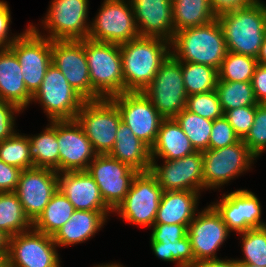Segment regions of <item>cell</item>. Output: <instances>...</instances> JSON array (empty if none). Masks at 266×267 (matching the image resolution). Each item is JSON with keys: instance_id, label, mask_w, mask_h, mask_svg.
<instances>
[{"instance_id": "d4e9b609", "label": "cell", "mask_w": 266, "mask_h": 267, "mask_svg": "<svg viewBox=\"0 0 266 267\" xmlns=\"http://www.w3.org/2000/svg\"><path fill=\"white\" fill-rule=\"evenodd\" d=\"M108 212L75 210L53 236L56 246H68L90 239L105 223Z\"/></svg>"}, {"instance_id": "ab89813d", "label": "cell", "mask_w": 266, "mask_h": 267, "mask_svg": "<svg viewBox=\"0 0 266 267\" xmlns=\"http://www.w3.org/2000/svg\"><path fill=\"white\" fill-rule=\"evenodd\" d=\"M186 109L212 121L224 116L216 90L189 95Z\"/></svg>"}, {"instance_id": "f546056e", "label": "cell", "mask_w": 266, "mask_h": 267, "mask_svg": "<svg viewBox=\"0 0 266 267\" xmlns=\"http://www.w3.org/2000/svg\"><path fill=\"white\" fill-rule=\"evenodd\" d=\"M29 156L34 167L51 168L60 173V152L56 135V121H51L43 133L28 137Z\"/></svg>"}, {"instance_id": "681fc988", "label": "cell", "mask_w": 266, "mask_h": 267, "mask_svg": "<svg viewBox=\"0 0 266 267\" xmlns=\"http://www.w3.org/2000/svg\"><path fill=\"white\" fill-rule=\"evenodd\" d=\"M256 0H209V3L216 15L221 13L241 9L253 4Z\"/></svg>"}, {"instance_id": "7bdbcfd3", "label": "cell", "mask_w": 266, "mask_h": 267, "mask_svg": "<svg viewBox=\"0 0 266 267\" xmlns=\"http://www.w3.org/2000/svg\"><path fill=\"white\" fill-rule=\"evenodd\" d=\"M240 138L233 127L223 116L213 121L212 133L209 139V149H219L237 143Z\"/></svg>"}, {"instance_id": "2e32d148", "label": "cell", "mask_w": 266, "mask_h": 267, "mask_svg": "<svg viewBox=\"0 0 266 267\" xmlns=\"http://www.w3.org/2000/svg\"><path fill=\"white\" fill-rule=\"evenodd\" d=\"M88 0H53L45 21L50 40H84L90 26L86 24Z\"/></svg>"}, {"instance_id": "f6af8a7d", "label": "cell", "mask_w": 266, "mask_h": 267, "mask_svg": "<svg viewBox=\"0 0 266 267\" xmlns=\"http://www.w3.org/2000/svg\"><path fill=\"white\" fill-rule=\"evenodd\" d=\"M21 109L15 104L0 99V141L12 137L14 132V112Z\"/></svg>"}, {"instance_id": "44dd1931", "label": "cell", "mask_w": 266, "mask_h": 267, "mask_svg": "<svg viewBox=\"0 0 266 267\" xmlns=\"http://www.w3.org/2000/svg\"><path fill=\"white\" fill-rule=\"evenodd\" d=\"M223 196L219 203L212 206L229 230L242 233L266 226L260 221L261 205L254 193L240 189Z\"/></svg>"}, {"instance_id": "f907efd6", "label": "cell", "mask_w": 266, "mask_h": 267, "mask_svg": "<svg viewBox=\"0 0 266 267\" xmlns=\"http://www.w3.org/2000/svg\"><path fill=\"white\" fill-rule=\"evenodd\" d=\"M191 267H240L236 260H202L193 264Z\"/></svg>"}, {"instance_id": "f5cc1de1", "label": "cell", "mask_w": 266, "mask_h": 267, "mask_svg": "<svg viewBox=\"0 0 266 267\" xmlns=\"http://www.w3.org/2000/svg\"><path fill=\"white\" fill-rule=\"evenodd\" d=\"M256 59L258 64L266 65V36L264 38L263 44L260 47L259 54Z\"/></svg>"}, {"instance_id": "e0dca14e", "label": "cell", "mask_w": 266, "mask_h": 267, "mask_svg": "<svg viewBox=\"0 0 266 267\" xmlns=\"http://www.w3.org/2000/svg\"><path fill=\"white\" fill-rule=\"evenodd\" d=\"M164 166L151 162L150 173L163 191L199 192L203 184V154L196 151L181 159L165 160Z\"/></svg>"}, {"instance_id": "816d5d0a", "label": "cell", "mask_w": 266, "mask_h": 267, "mask_svg": "<svg viewBox=\"0 0 266 267\" xmlns=\"http://www.w3.org/2000/svg\"><path fill=\"white\" fill-rule=\"evenodd\" d=\"M9 236L0 230V254H8Z\"/></svg>"}, {"instance_id": "4316f807", "label": "cell", "mask_w": 266, "mask_h": 267, "mask_svg": "<svg viewBox=\"0 0 266 267\" xmlns=\"http://www.w3.org/2000/svg\"><path fill=\"white\" fill-rule=\"evenodd\" d=\"M194 152L196 150L175 118H164L156 141L151 147L152 161L155 160V156L175 160Z\"/></svg>"}, {"instance_id": "ee69618b", "label": "cell", "mask_w": 266, "mask_h": 267, "mask_svg": "<svg viewBox=\"0 0 266 267\" xmlns=\"http://www.w3.org/2000/svg\"><path fill=\"white\" fill-rule=\"evenodd\" d=\"M189 224L154 223L150 241L161 243H176L187 235Z\"/></svg>"}, {"instance_id": "7dc6e473", "label": "cell", "mask_w": 266, "mask_h": 267, "mask_svg": "<svg viewBox=\"0 0 266 267\" xmlns=\"http://www.w3.org/2000/svg\"><path fill=\"white\" fill-rule=\"evenodd\" d=\"M10 22L11 17L8 4L0 1V49L9 48L11 44L22 35L14 36V38L11 39L7 36Z\"/></svg>"}, {"instance_id": "60d3db41", "label": "cell", "mask_w": 266, "mask_h": 267, "mask_svg": "<svg viewBox=\"0 0 266 267\" xmlns=\"http://www.w3.org/2000/svg\"><path fill=\"white\" fill-rule=\"evenodd\" d=\"M256 158L266 149V103H258L254 123L243 139Z\"/></svg>"}, {"instance_id": "484cf974", "label": "cell", "mask_w": 266, "mask_h": 267, "mask_svg": "<svg viewBox=\"0 0 266 267\" xmlns=\"http://www.w3.org/2000/svg\"><path fill=\"white\" fill-rule=\"evenodd\" d=\"M108 155L138 172H148L151 167V148L137 138L122 121L119 124L114 147Z\"/></svg>"}, {"instance_id": "4dcf8cb0", "label": "cell", "mask_w": 266, "mask_h": 267, "mask_svg": "<svg viewBox=\"0 0 266 267\" xmlns=\"http://www.w3.org/2000/svg\"><path fill=\"white\" fill-rule=\"evenodd\" d=\"M75 208L60 190H57L42 214L33 223L36 231L54 236L55 233L70 219Z\"/></svg>"}, {"instance_id": "c3c4849f", "label": "cell", "mask_w": 266, "mask_h": 267, "mask_svg": "<svg viewBox=\"0 0 266 267\" xmlns=\"http://www.w3.org/2000/svg\"><path fill=\"white\" fill-rule=\"evenodd\" d=\"M251 83L256 101L266 103V65H256Z\"/></svg>"}, {"instance_id": "5bb4252c", "label": "cell", "mask_w": 266, "mask_h": 267, "mask_svg": "<svg viewBox=\"0 0 266 267\" xmlns=\"http://www.w3.org/2000/svg\"><path fill=\"white\" fill-rule=\"evenodd\" d=\"M55 245L52 236L34 228L11 236L8 267H61Z\"/></svg>"}, {"instance_id": "5b68a950", "label": "cell", "mask_w": 266, "mask_h": 267, "mask_svg": "<svg viewBox=\"0 0 266 267\" xmlns=\"http://www.w3.org/2000/svg\"><path fill=\"white\" fill-rule=\"evenodd\" d=\"M76 120L82 126L97 155H107L111 152L122 121L121 114L111 99L85 101Z\"/></svg>"}, {"instance_id": "b9f144b4", "label": "cell", "mask_w": 266, "mask_h": 267, "mask_svg": "<svg viewBox=\"0 0 266 267\" xmlns=\"http://www.w3.org/2000/svg\"><path fill=\"white\" fill-rule=\"evenodd\" d=\"M256 106H246L230 109L224 113V117L233 127L236 135L243 140L254 123Z\"/></svg>"}, {"instance_id": "7402d4cb", "label": "cell", "mask_w": 266, "mask_h": 267, "mask_svg": "<svg viewBox=\"0 0 266 267\" xmlns=\"http://www.w3.org/2000/svg\"><path fill=\"white\" fill-rule=\"evenodd\" d=\"M131 3L140 36L172 40V0H131Z\"/></svg>"}, {"instance_id": "f35d334b", "label": "cell", "mask_w": 266, "mask_h": 267, "mask_svg": "<svg viewBox=\"0 0 266 267\" xmlns=\"http://www.w3.org/2000/svg\"><path fill=\"white\" fill-rule=\"evenodd\" d=\"M242 234V247L245 258L236 260L239 264H253L266 267V226L251 228Z\"/></svg>"}, {"instance_id": "e575fe53", "label": "cell", "mask_w": 266, "mask_h": 267, "mask_svg": "<svg viewBox=\"0 0 266 267\" xmlns=\"http://www.w3.org/2000/svg\"><path fill=\"white\" fill-rule=\"evenodd\" d=\"M175 120L190 140L196 151L209 149V139L212 133L213 121L188 111L186 108L180 112Z\"/></svg>"}, {"instance_id": "cb8c5ba5", "label": "cell", "mask_w": 266, "mask_h": 267, "mask_svg": "<svg viewBox=\"0 0 266 267\" xmlns=\"http://www.w3.org/2000/svg\"><path fill=\"white\" fill-rule=\"evenodd\" d=\"M22 67L15 53L0 49V99L15 104L21 110L32 101L25 87Z\"/></svg>"}, {"instance_id": "9f6ffc18", "label": "cell", "mask_w": 266, "mask_h": 267, "mask_svg": "<svg viewBox=\"0 0 266 267\" xmlns=\"http://www.w3.org/2000/svg\"><path fill=\"white\" fill-rule=\"evenodd\" d=\"M240 267H259V266H256V265H253V264H239Z\"/></svg>"}, {"instance_id": "9a60e30c", "label": "cell", "mask_w": 266, "mask_h": 267, "mask_svg": "<svg viewBox=\"0 0 266 267\" xmlns=\"http://www.w3.org/2000/svg\"><path fill=\"white\" fill-rule=\"evenodd\" d=\"M58 175L51 168L33 167L22 171L14 193L32 223L58 190Z\"/></svg>"}, {"instance_id": "6da1fadb", "label": "cell", "mask_w": 266, "mask_h": 267, "mask_svg": "<svg viewBox=\"0 0 266 267\" xmlns=\"http://www.w3.org/2000/svg\"><path fill=\"white\" fill-rule=\"evenodd\" d=\"M171 45L159 37L138 36L120 44L125 92H141L153 80L161 64L171 54Z\"/></svg>"}, {"instance_id": "603a6c76", "label": "cell", "mask_w": 266, "mask_h": 267, "mask_svg": "<svg viewBox=\"0 0 266 267\" xmlns=\"http://www.w3.org/2000/svg\"><path fill=\"white\" fill-rule=\"evenodd\" d=\"M58 190L68 198L75 210L110 211L87 170L61 172L58 175Z\"/></svg>"}, {"instance_id": "ffe728a7", "label": "cell", "mask_w": 266, "mask_h": 267, "mask_svg": "<svg viewBox=\"0 0 266 267\" xmlns=\"http://www.w3.org/2000/svg\"><path fill=\"white\" fill-rule=\"evenodd\" d=\"M60 172L87 170L97 155L77 120L56 121Z\"/></svg>"}, {"instance_id": "83f0119b", "label": "cell", "mask_w": 266, "mask_h": 267, "mask_svg": "<svg viewBox=\"0 0 266 267\" xmlns=\"http://www.w3.org/2000/svg\"><path fill=\"white\" fill-rule=\"evenodd\" d=\"M198 192L163 191L154 223L189 224L195 217Z\"/></svg>"}, {"instance_id": "9c48e42d", "label": "cell", "mask_w": 266, "mask_h": 267, "mask_svg": "<svg viewBox=\"0 0 266 267\" xmlns=\"http://www.w3.org/2000/svg\"><path fill=\"white\" fill-rule=\"evenodd\" d=\"M129 5V7H128ZM140 36L131 1L104 0L90 26L88 38L98 42L122 44Z\"/></svg>"}, {"instance_id": "d6986e66", "label": "cell", "mask_w": 266, "mask_h": 267, "mask_svg": "<svg viewBox=\"0 0 266 267\" xmlns=\"http://www.w3.org/2000/svg\"><path fill=\"white\" fill-rule=\"evenodd\" d=\"M230 230L221 215L210 205L189 223L187 236L192 245L195 263L202 260L219 259L215 256Z\"/></svg>"}, {"instance_id": "3957f363", "label": "cell", "mask_w": 266, "mask_h": 267, "mask_svg": "<svg viewBox=\"0 0 266 267\" xmlns=\"http://www.w3.org/2000/svg\"><path fill=\"white\" fill-rule=\"evenodd\" d=\"M171 55L180 62L199 63L219 70L227 47L223 29L217 19L209 24L174 33Z\"/></svg>"}, {"instance_id": "836d02e7", "label": "cell", "mask_w": 266, "mask_h": 267, "mask_svg": "<svg viewBox=\"0 0 266 267\" xmlns=\"http://www.w3.org/2000/svg\"><path fill=\"white\" fill-rule=\"evenodd\" d=\"M182 75L188 96L216 89L218 70L211 66L182 62Z\"/></svg>"}, {"instance_id": "11a10c76", "label": "cell", "mask_w": 266, "mask_h": 267, "mask_svg": "<svg viewBox=\"0 0 266 267\" xmlns=\"http://www.w3.org/2000/svg\"><path fill=\"white\" fill-rule=\"evenodd\" d=\"M96 267H123V266L122 265H118V264H111V265L110 264L109 265L106 264V265H103V266L102 265L101 266L98 265Z\"/></svg>"}, {"instance_id": "ac0fdd59", "label": "cell", "mask_w": 266, "mask_h": 267, "mask_svg": "<svg viewBox=\"0 0 266 267\" xmlns=\"http://www.w3.org/2000/svg\"><path fill=\"white\" fill-rule=\"evenodd\" d=\"M51 63L86 100H91V82L84 40H51Z\"/></svg>"}, {"instance_id": "db71d44e", "label": "cell", "mask_w": 266, "mask_h": 267, "mask_svg": "<svg viewBox=\"0 0 266 267\" xmlns=\"http://www.w3.org/2000/svg\"><path fill=\"white\" fill-rule=\"evenodd\" d=\"M7 255L8 254H0V267H8Z\"/></svg>"}, {"instance_id": "1f68e13d", "label": "cell", "mask_w": 266, "mask_h": 267, "mask_svg": "<svg viewBox=\"0 0 266 267\" xmlns=\"http://www.w3.org/2000/svg\"><path fill=\"white\" fill-rule=\"evenodd\" d=\"M33 223L14 192L0 193V230L9 237L28 231Z\"/></svg>"}, {"instance_id": "277c9868", "label": "cell", "mask_w": 266, "mask_h": 267, "mask_svg": "<svg viewBox=\"0 0 266 267\" xmlns=\"http://www.w3.org/2000/svg\"><path fill=\"white\" fill-rule=\"evenodd\" d=\"M85 55L91 82V100L124 93L120 44L85 39Z\"/></svg>"}, {"instance_id": "7c38bea8", "label": "cell", "mask_w": 266, "mask_h": 267, "mask_svg": "<svg viewBox=\"0 0 266 267\" xmlns=\"http://www.w3.org/2000/svg\"><path fill=\"white\" fill-rule=\"evenodd\" d=\"M110 99L116 104L122 122L151 148L164 117L156 110L150 99L142 91L125 92Z\"/></svg>"}, {"instance_id": "d590c367", "label": "cell", "mask_w": 266, "mask_h": 267, "mask_svg": "<svg viewBox=\"0 0 266 267\" xmlns=\"http://www.w3.org/2000/svg\"><path fill=\"white\" fill-rule=\"evenodd\" d=\"M257 59L227 51L218 70V80L228 82H248L252 80Z\"/></svg>"}, {"instance_id": "8d00e7d4", "label": "cell", "mask_w": 266, "mask_h": 267, "mask_svg": "<svg viewBox=\"0 0 266 267\" xmlns=\"http://www.w3.org/2000/svg\"><path fill=\"white\" fill-rule=\"evenodd\" d=\"M0 160L22 170L33 168L34 164L29 156L28 136L15 133L12 137L0 141Z\"/></svg>"}, {"instance_id": "52a82bcc", "label": "cell", "mask_w": 266, "mask_h": 267, "mask_svg": "<svg viewBox=\"0 0 266 267\" xmlns=\"http://www.w3.org/2000/svg\"><path fill=\"white\" fill-rule=\"evenodd\" d=\"M32 100L42 103L51 121L75 120L86 101L52 63L48 66L42 84L32 96Z\"/></svg>"}, {"instance_id": "8992f818", "label": "cell", "mask_w": 266, "mask_h": 267, "mask_svg": "<svg viewBox=\"0 0 266 267\" xmlns=\"http://www.w3.org/2000/svg\"><path fill=\"white\" fill-rule=\"evenodd\" d=\"M142 92L164 118H175L186 108L188 97L182 75V62L170 54Z\"/></svg>"}, {"instance_id": "bcb514c9", "label": "cell", "mask_w": 266, "mask_h": 267, "mask_svg": "<svg viewBox=\"0 0 266 267\" xmlns=\"http://www.w3.org/2000/svg\"><path fill=\"white\" fill-rule=\"evenodd\" d=\"M22 171L0 160V193L15 192Z\"/></svg>"}, {"instance_id": "4fadbf2b", "label": "cell", "mask_w": 266, "mask_h": 267, "mask_svg": "<svg viewBox=\"0 0 266 267\" xmlns=\"http://www.w3.org/2000/svg\"><path fill=\"white\" fill-rule=\"evenodd\" d=\"M87 172L97 183L106 206L115 212L139 173L129 165L107 155H96Z\"/></svg>"}, {"instance_id": "8fae6325", "label": "cell", "mask_w": 266, "mask_h": 267, "mask_svg": "<svg viewBox=\"0 0 266 267\" xmlns=\"http://www.w3.org/2000/svg\"><path fill=\"white\" fill-rule=\"evenodd\" d=\"M202 154L204 188L224 185L249 169L256 158L241 139L230 146L202 151Z\"/></svg>"}, {"instance_id": "30bf717a", "label": "cell", "mask_w": 266, "mask_h": 267, "mask_svg": "<svg viewBox=\"0 0 266 267\" xmlns=\"http://www.w3.org/2000/svg\"><path fill=\"white\" fill-rule=\"evenodd\" d=\"M163 189L157 179L148 172H139L123 202L115 209L132 224L153 226L160 205Z\"/></svg>"}, {"instance_id": "7a4b0ae2", "label": "cell", "mask_w": 266, "mask_h": 267, "mask_svg": "<svg viewBox=\"0 0 266 267\" xmlns=\"http://www.w3.org/2000/svg\"><path fill=\"white\" fill-rule=\"evenodd\" d=\"M260 2L217 15L227 51L257 58L266 36V5Z\"/></svg>"}, {"instance_id": "ba28073f", "label": "cell", "mask_w": 266, "mask_h": 267, "mask_svg": "<svg viewBox=\"0 0 266 267\" xmlns=\"http://www.w3.org/2000/svg\"><path fill=\"white\" fill-rule=\"evenodd\" d=\"M36 29L30 25L9 47L19 60L25 87L32 96L40 88L52 62L51 40L40 35Z\"/></svg>"}, {"instance_id": "d6a6232c", "label": "cell", "mask_w": 266, "mask_h": 267, "mask_svg": "<svg viewBox=\"0 0 266 267\" xmlns=\"http://www.w3.org/2000/svg\"><path fill=\"white\" fill-rule=\"evenodd\" d=\"M215 90L224 113L230 109L257 106L258 104L251 81L228 82L218 80Z\"/></svg>"}, {"instance_id": "f1b7e54d", "label": "cell", "mask_w": 266, "mask_h": 267, "mask_svg": "<svg viewBox=\"0 0 266 267\" xmlns=\"http://www.w3.org/2000/svg\"><path fill=\"white\" fill-rule=\"evenodd\" d=\"M174 33L199 27L217 19L209 0H172Z\"/></svg>"}, {"instance_id": "74e56055", "label": "cell", "mask_w": 266, "mask_h": 267, "mask_svg": "<svg viewBox=\"0 0 266 267\" xmlns=\"http://www.w3.org/2000/svg\"><path fill=\"white\" fill-rule=\"evenodd\" d=\"M151 248L159 259L170 262L177 261L178 267H191L195 264L192 245L187 235L176 243L151 241Z\"/></svg>"}]
</instances>
